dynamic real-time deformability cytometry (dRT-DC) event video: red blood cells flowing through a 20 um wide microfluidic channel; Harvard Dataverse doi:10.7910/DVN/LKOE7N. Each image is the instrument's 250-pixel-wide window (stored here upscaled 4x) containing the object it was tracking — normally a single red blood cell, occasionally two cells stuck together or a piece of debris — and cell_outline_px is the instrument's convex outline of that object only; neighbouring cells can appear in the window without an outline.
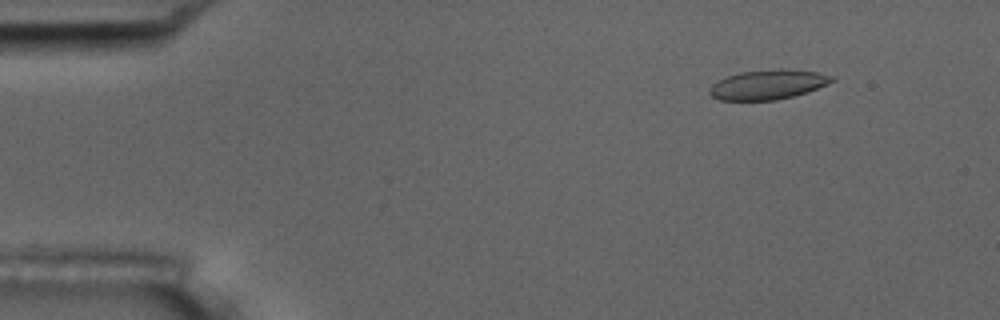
{"species": "common noctule bat (a hibernating species)", "species_latin": "Nyctalus noctula", "temperature_condition": "room temperature", "stored_images_in_passage": 5, "camera_frame_rate_fps": 3000, "um_per_image_px": 0.085, "animal": {"sex": "male", "body_mass_g": 17.5, "forearm_length_mm": 52.3}, "frame": {"image": 1, "passage_image": 2, "time_ms": 1.333, "image_size_px": [1000, 320], "cell_outline_px": [[836, 80], [828, 84], [792, 96], [776, 100], [720, 100], [712, 96], [708, 92], [708, 88], [712, 84], [728, 76], [740, 72], [780, 68], [784, 68], [820, 72], [836, 76]], "centroid_in_image_um": [65.31, 7.17], "position_along_channel_um": 19.7, "area_um2": 21.21}}
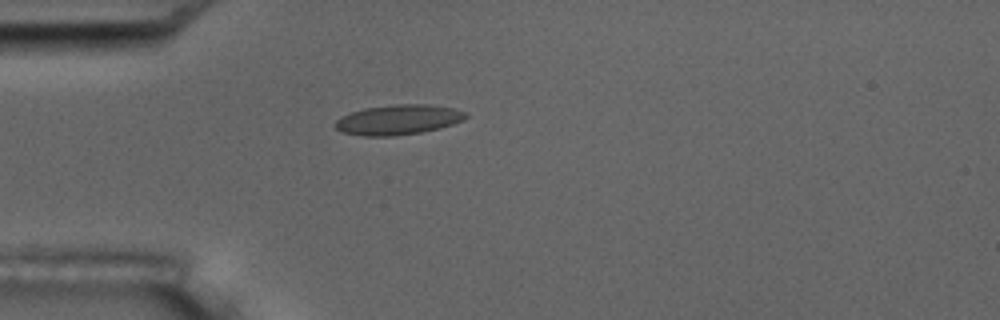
{"frame": {"image": 2, "passage_image": 4, "time_ms": 4.333, "image_size_px": [1000, 320], "cell_outline_px": [[468, 116], [464, 120], [440, 128], [420, 132], [392, 136], [364, 136], [340, 132], [332, 124], [340, 116], [364, 108], [396, 104], [428, 104], [452, 108], [468, 112]], "centroid_in_image_um": [33.83, 10.17], "position_along_channel_um": 51.2, "area_um2": 22.95}}